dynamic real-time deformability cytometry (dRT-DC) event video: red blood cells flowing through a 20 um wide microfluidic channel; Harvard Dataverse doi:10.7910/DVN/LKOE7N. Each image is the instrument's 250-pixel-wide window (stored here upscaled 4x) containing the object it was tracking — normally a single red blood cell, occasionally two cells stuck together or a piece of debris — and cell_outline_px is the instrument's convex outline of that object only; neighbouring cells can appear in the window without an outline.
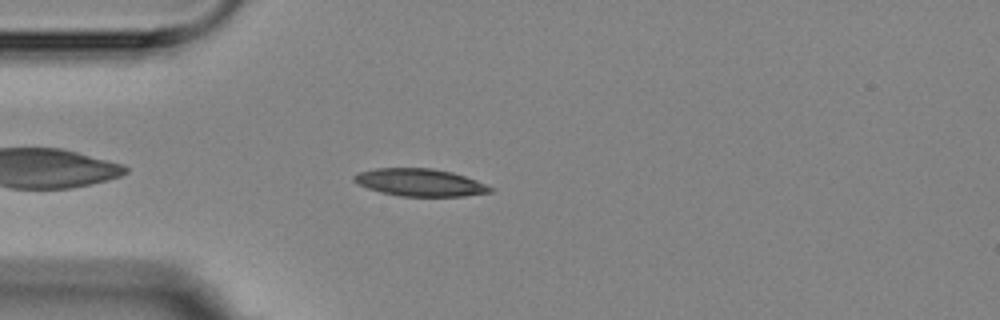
{"species": "Egyptian fruit bat (a non-hibernating species)", "species_latin": "Rousettus aegyptiacus", "temperature_condition": "room temperature", "stored_images_in_passage": 4, "camera_frame_rate_fps": 3000, "um_per_image_px": 0.085, "animal": {"sex": "female"}, "frame": {"image": 1, "passage_image": 4, "time_ms": 4.0, "image_size_px": [1000, 320], "cell_outline_px": [[496, 188], [492, 192], [464, 196], [400, 196], [380, 192], [368, 188], [352, 180], [352, 176], [360, 172], [372, 168], [432, 168], [452, 172], [476, 180]], "centroid_in_image_um": [35.71, 15.51], "position_along_channel_um": 49.3, "area_um2": 21.85}}